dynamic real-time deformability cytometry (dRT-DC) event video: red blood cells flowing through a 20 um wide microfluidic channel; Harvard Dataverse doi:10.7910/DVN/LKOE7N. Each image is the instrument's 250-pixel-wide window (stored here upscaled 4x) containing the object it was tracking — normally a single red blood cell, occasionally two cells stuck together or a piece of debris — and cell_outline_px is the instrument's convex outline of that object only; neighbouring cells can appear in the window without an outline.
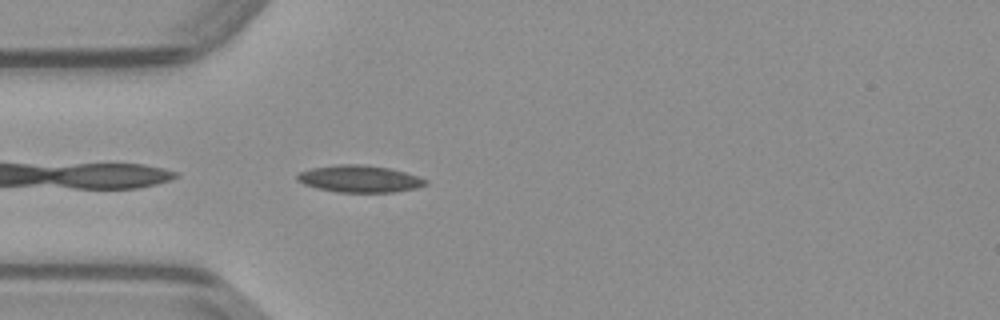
{"species": "common noctule bat (a hibernating species)", "species_latin": "Nyctalus noctula", "temperature_condition": "warm", "stored_images_in_passage": 11, "camera_frame_rate_fps": 3000, "um_per_image_px": 0.085, "animal": {"sex": "male", "body_mass_g": 23.1, "forearm_length_mm": 52.7}, "frame": {"image": 1, "passage_image": 1, "time_ms": 0.0, "image_size_px": [1000, 320], "cell_outline_px": [[428, 184], [416, 188], [396, 192], [336, 192], [304, 184], [296, 180], [296, 176], [300, 172], [312, 168], [336, 164], [364, 164], [388, 168], [404, 172], [428, 180]], "centroid_in_image_um": [30.57, 15.2], "position_along_channel_um": 54.4, "area_um2": 20.11}}